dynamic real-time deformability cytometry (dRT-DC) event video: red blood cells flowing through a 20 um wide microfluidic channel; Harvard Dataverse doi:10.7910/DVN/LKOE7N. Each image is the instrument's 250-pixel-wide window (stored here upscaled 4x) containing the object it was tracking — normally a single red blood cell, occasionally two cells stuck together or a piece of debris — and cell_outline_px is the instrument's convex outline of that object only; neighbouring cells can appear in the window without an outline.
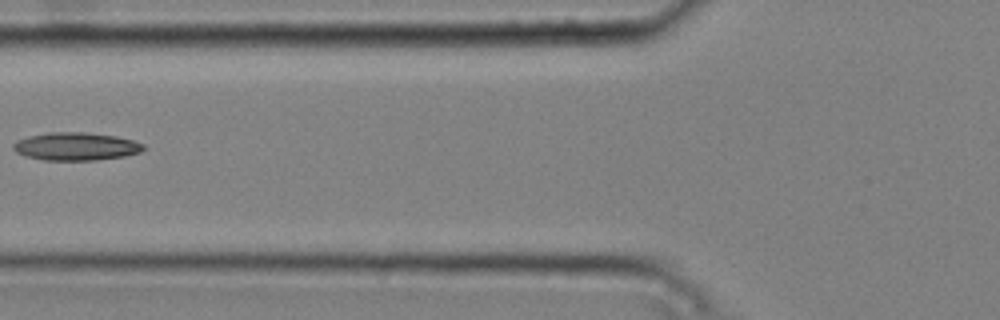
{"species": "common noctule bat (a hibernating species)", "species_latin": "Nyctalus noctula", "temperature_condition": "cold", "stored_images_in_passage": 2, "camera_frame_rate_fps": 3000, "um_per_image_px": 0.085, "animal": {"sex": "male", "body_mass_g": 20.4}, "frame": {"image": 1, "passage_image": 2, "time_ms": 0.333, "image_size_px": [1000, 320], "cell_outline_px": [[148, 148], [140, 152], [124, 156], [96, 160], [44, 160], [24, 156], [16, 152], [12, 148], [12, 144], [16, 140], [28, 136], [48, 132], [84, 132], [116, 136], [132, 140], [144, 144]], "centroid_in_image_um": [6.44, 12.44], "position_along_channel_um": 119.4, "area_um2": 21.39}}